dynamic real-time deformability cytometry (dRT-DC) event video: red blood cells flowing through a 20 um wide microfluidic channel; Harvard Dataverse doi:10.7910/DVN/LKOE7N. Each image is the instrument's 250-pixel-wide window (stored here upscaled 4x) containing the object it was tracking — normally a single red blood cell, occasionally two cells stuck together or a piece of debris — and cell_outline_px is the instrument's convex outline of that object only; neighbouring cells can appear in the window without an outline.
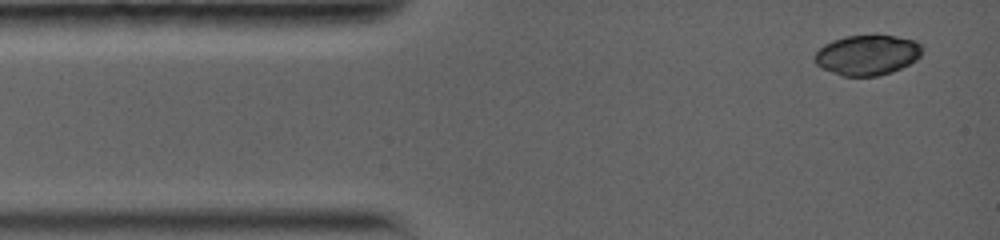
{"species": "common noctule bat (a hibernating species)", "species_latin": "Nyctalus noctula", "temperature_condition": "warm", "stored_images_in_passage": 3, "camera_frame_rate_fps": 5000, "um_per_image_px": 0.085, "animal": {"sex": "female", "body_mass_g": 19.0, "forearm_length_mm": 56.7}, "frame": {"image": 1, "passage_image": 1, "time_ms": 0.0, "image_size_px": [1000, 240], "cell_outline_px": [[924, 48], [920, 56], [916, 60], [892, 72], [876, 76], [844, 76], [832, 72], [816, 64], [812, 56], [824, 44], [832, 40], [844, 36], [896, 36], [916, 40]], "centroid_in_image_um": [73.72, 4.67], "position_along_channel_um": 11.3, "area_um2": 25.14}}